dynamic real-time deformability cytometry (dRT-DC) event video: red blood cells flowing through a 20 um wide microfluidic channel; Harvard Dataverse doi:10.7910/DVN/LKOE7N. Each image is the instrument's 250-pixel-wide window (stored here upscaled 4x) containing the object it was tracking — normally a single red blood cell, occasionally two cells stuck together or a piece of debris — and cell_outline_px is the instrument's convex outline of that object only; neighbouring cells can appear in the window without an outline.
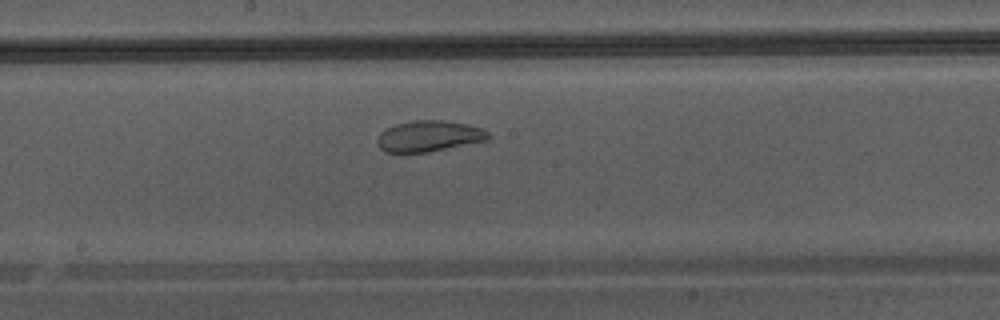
{"species": "Egyptian fruit bat (a non-hibernating species)", "species_latin": "Rousettus aegyptiacus", "temperature_condition": "warm", "stored_images_in_passage": 38, "camera_frame_rate_fps": 3000, "um_per_image_px": 0.085, "animal": {"sex": "male"}, "frame": {"image": 1, "passage_image": 17, "time_ms": 5.333, "image_size_px": [1000, 320], "cell_outline_px": [[492, 136], [488, 140], [428, 152], [384, 152], [376, 144], [376, 140], [380, 132], [396, 124], [412, 120], [444, 120], [468, 124], [480, 128], [488, 132]], "centroid_in_image_um": [36.45, 11.57], "position_along_channel_um": 211.7, "area_um2": 20.11}}